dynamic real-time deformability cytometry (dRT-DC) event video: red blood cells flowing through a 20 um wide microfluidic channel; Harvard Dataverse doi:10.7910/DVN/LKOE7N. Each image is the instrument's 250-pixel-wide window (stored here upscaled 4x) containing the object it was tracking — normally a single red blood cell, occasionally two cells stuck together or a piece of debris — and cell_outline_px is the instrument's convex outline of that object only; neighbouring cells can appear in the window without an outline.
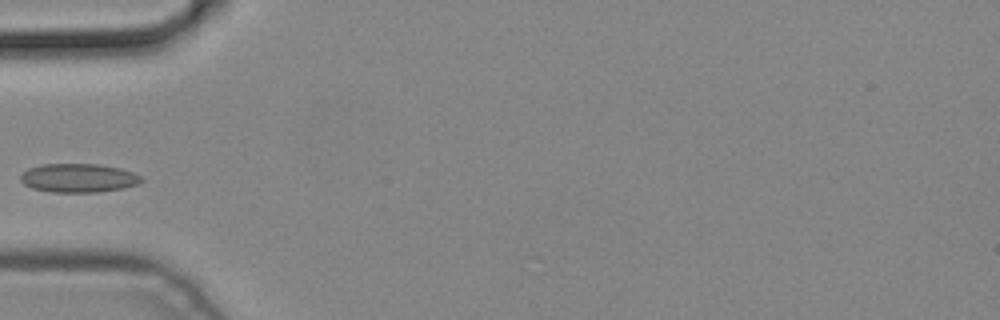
{"species": "common noctule bat (a hibernating species)", "species_latin": "Nyctalus noctula", "temperature_condition": "cold", "stored_images_in_passage": 3, "camera_frame_rate_fps": 3000, "um_per_image_px": 0.085, "animal": {"sex": "male", "body_mass_g": 19.2, "forearm_length_mm": 51.8}, "frame": {"image": 1, "passage_image": 3, "time_ms": 0.667, "image_size_px": [1000, 320], "cell_outline_px": [[144, 180], [136, 184], [124, 188], [96, 192], [52, 192], [32, 188], [24, 184], [20, 180], [20, 176], [28, 168], [40, 164], [96, 164], [120, 168], [132, 172], [140, 176]], "centroid_in_image_um": [6.65, 15.12], "position_along_channel_um": 78.4, "area_um2": 20.17}}